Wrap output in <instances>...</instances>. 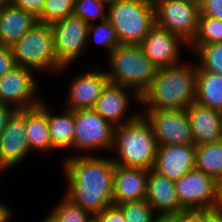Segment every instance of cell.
<instances>
[{"instance_id": "6da1fadb", "label": "cell", "mask_w": 222, "mask_h": 222, "mask_svg": "<svg viewBox=\"0 0 222 222\" xmlns=\"http://www.w3.org/2000/svg\"><path fill=\"white\" fill-rule=\"evenodd\" d=\"M75 154L63 158L62 169L68 183L65 195L95 215L113 204L116 164L110 157Z\"/></svg>"}, {"instance_id": "7a4b0ae2", "label": "cell", "mask_w": 222, "mask_h": 222, "mask_svg": "<svg viewBox=\"0 0 222 222\" xmlns=\"http://www.w3.org/2000/svg\"><path fill=\"white\" fill-rule=\"evenodd\" d=\"M197 63L158 68L150 86L140 96L142 109H186L196 97Z\"/></svg>"}, {"instance_id": "3957f363", "label": "cell", "mask_w": 222, "mask_h": 222, "mask_svg": "<svg viewBox=\"0 0 222 222\" xmlns=\"http://www.w3.org/2000/svg\"><path fill=\"white\" fill-rule=\"evenodd\" d=\"M158 144L151 125L140 114L134 121L115 126L113 148L118 157L113 161L124 167L153 168Z\"/></svg>"}, {"instance_id": "277c9868", "label": "cell", "mask_w": 222, "mask_h": 222, "mask_svg": "<svg viewBox=\"0 0 222 222\" xmlns=\"http://www.w3.org/2000/svg\"><path fill=\"white\" fill-rule=\"evenodd\" d=\"M111 83L133 89L139 96L150 86L158 67L143 53L139 45L120 44L107 56Z\"/></svg>"}, {"instance_id": "5b68a950", "label": "cell", "mask_w": 222, "mask_h": 222, "mask_svg": "<svg viewBox=\"0 0 222 222\" xmlns=\"http://www.w3.org/2000/svg\"><path fill=\"white\" fill-rule=\"evenodd\" d=\"M107 19L116 28L120 44L139 45L155 25L154 4L148 0H112Z\"/></svg>"}, {"instance_id": "8992f818", "label": "cell", "mask_w": 222, "mask_h": 222, "mask_svg": "<svg viewBox=\"0 0 222 222\" xmlns=\"http://www.w3.org/2000/svg\"><path fill=\"white\" fill-rule=\"evenodd\" d=\"M15 64L33 71L58 72L52 26L36 23L25 35L11 45Z\"/></svg>"}, {"instance_id": "52a82bcc", "label": "cell", "mask_w": 222, "mask_h": 222, "mask_svg": "<svg viewBox=\"0 0 222 222\" xmlns=\"http://www.w3.org/2000/svg\"><path fill=\"white\" fill-rule=\"evenodd\" d=\"M74 123V151L87 153L113 148L115 126L94 109L75 110Z\"/></svg>"}, {"instance_id": "ba28073f", "label": "cell", "mask_w": 222, "mask_h": 222, "mask_svg": "<svg viewBox=\"0 0 222 222\" xmlns=\"http://www.w3.org/2000/svg\"><path fill=\"white\" fill-rule=\"evenodd\" d=\"M155 24L179 35L188 45L196 36L200 9L183 0H154Z\"/></svg>"}, {"instance_id": "9c48e42d", "label": "cell", "mask_w": 222, "mask_h": 222, "mask_svg": "<svg viewBox=\"0 0 222 222\" xmlns=\"http://www.w3.org/2000/svg\"><path fill=\"white\" fill-rule=\"evenodd\" d=\"M140 113L151 125L158 146L194 144L185 109H144Z\"/></svg>"}, {"instance_id": "30bf717a", "label": "cell", "mask_w": 222, "mask_h": 222, "mask_svg": "<svg viewBox=\"0 0 222 222\" xmlns=\"http://www.w3.org/2000/svg\"><path fill=\"white\" fill-rule=\"evenodd\" d=\"M57 62L62 66L59 70L70 67L77 57L83 54V50L89 47L88 29L89 24L75 15L68 16L63 20L53 23Z\"/></svg>"}, {"instance_id": "8fae6325", "label": "cell", "mask_w": 222, "mask_h": 222, "mask_svg": "<svg viewBox=\"0 0 222 222\" xmlns=\"http://www.w3.org/2000/svg\"><path fill=\"white\" fill-rule=\"evenodd\" d=\"M33 73L31 69L15 65L0 77V102L16 110L38 106L42 99L38 96V82Z\"/></svg>"}, {"instance_id": "7c38bea8", "label": "cell", "mask_w": 222, "mask_h": 222, "mask_svg": "<svg viewBox=\"0 0 222 222\" xmlns=\"http://www.w3.org/2000/svg\"><path fill=\"white\" fill-rule=\"evenodd\" d=\"M176 193L185 211L215 209V179L196 168L175 181Z\"/></svg>"}, {"instance_id": "4fadbf2b", "label": "cell", "mask_w": 222, "mask_h": 222, "mask_svg": "<svg viewBox=\"0 0 222 222\" xmlns=\"http://www.w3.org/2000/svg\"><path fill=\"white\" fill-rule=\"evenodd\" d=\"M25 131V109L16 110L0 137V175L29 155L30 148Z\"/></svg>"}, {"instance_id": "5bb4252c", "label": "cell", "mask_w": 222, "mask_h": 222, "mask_svg": "<svg viewBox=\"0 0 222 222\" xmlns=\"http://www.w3.org/2000/svg\"><path fill=\"white\" fill-rule=\"evenodd\" d=\"M187 45L179 35L157 26L151 28L139 44L143 53L158 68L180 64L181 45Z\"/></svg>"}, {"instance_id": "9a60e30c", "label": "cell", "mask_w": 222, "mask_h": 222, "mask_svg": "<svg viewBox=\"0 0 222 222\" xmlns=\"http://www.w3.org/2000/svg\"><path fill=\"white\" fill-rule=\"evenodd\" d=\"M130 97L140 102V96L131 88L109 82L93 109L114 126L134 121L141 113L135 112L126 117L130 107Z\"/></svg>"}, {"instance_id": "2e32d148", "label": "cell", "mask_w": 222, "mask_h": 222, "mask_svg": "<svg viewBox=\"0 0 222 222\" xmlns=\"http://www.w3.org/2000/svg\"><path fill=\"white\" fill-rule=\"evenodd\" d=\"M109 82L106 72L98 68L75 76L69 84V96L64 107L73 111L93 109Z\"/></svg>"}, {"instance_id": "e0dca14e", "label": "cell", "mask_w": 222, "mask_h": 222, "mask_svg": "<svg viewBox=\"0 0 222 222\" xmlns=\"http://www.w3.org/2000/svg\"><path fill=\"white\" fill-rule=\"evenodd\" d=\"M195 161V144L158 146L152 169L175 182L195 168Z\"/></svg>"}, {"instance_id": "ac0fdd59", "label": "cell", "mask_w": 222, "mask_h": 222, "mask_svg": "<svg viewBox=\"0 0 222 222\" xmlns=\"http://www.w3.org/2000/svg\"><path fill=\"white\" fill-rule=\"evenodd\" d=\"M196 146L222 140V112L192 102L186 109Z\"/></svg>"}, {"instance_id": "d6986e66", "label": "cell", "mask_w": 222, "mask_h": 222, "mask_svg": "<svg viewBox=\"0 0 222 222\" xmlns=\"http://www.w3.org/2000/svg\"><path fill=\"white\" fill-rule=\"evenodd\" d=\"M149 170L144 168L115 166L113 204L141 201L146 198Z\"/></svg>"}, {"instance_id": "ffe728a7", "label": "cell", "mask_w": 222, "mask_h": 222, "mask_svg": "<svg viewBox=\"0 0 222 222\" xmlns=\"http://www.w3.org/2000/svg\"><path fill=\"white\" fill-rule=\"evenodd\" d=\"M145 199L157 214H180L185 211L180 205L175 182L154 169L149 170Z\"/></svg>"}, {"instance_id": "44dd1931", "label": "cell", "mask_w": 222, "mask_h": 222, "mask_svg": "<svg viewBox=\"0 0 222 222\" xmlns=\"http://www.w3.org/2000/svg\"><path fill=\"white\" fill-rule=\"evenodd\" d=\"M36 23L38 17L33 13L12 4L3 7L0 11V44L13 45Z\"/></svg>"}, {"instance_id": "7402d4cb", "label": "cell", "mask_w": 222, "mask_h": 222, "mask_svg": "<svg viewBox=\"0 0 222 222\" xmlns=\"http://www.w3.org/2000/svg\"><path fill=\"white\" fill-rule=\"evenodd\" d=\"M47 105L42 99L38 106L25 109V133L30 152L37 150L50 153L55 150L47 123Z\"/></svg>"}, {"instance_id": "603a6c76", "label": "cell", "mask_w": 222, "mask_h": 222, "mask_svg": "<svg viewBox=\"0 0 222 222\" xmlns=\"http://www.w3.org/2000/svg\"><path fill=\"white\" fill-rule=\"evenodd\" d=\"M49 107H47V123L53 148L73 150L74 111L64 107L61 113L53 114V109Z\"/></svg>"}, {"instance_id": "cb8c5ba5", "label": "cell", "mask_w": 222, "mask_h": 222, "mask_svg": "<svg viewBox=\"0 0 222 222\" xmlns=\"http://www.w3.org/2000/svg\"><path fill=\"white\" fill-rule=\"evenodd\" d=\"M195 102L222 112V74L204 71L197 65Z\"/></svg>"}, {"instance_id": "d4e9b609", "label": "cell", "mask_w": 222, "mask_h": 222, "mask_svg": "<svg viewBox=\"0 0 222 222\" xmlns=\"http://www.w3.org/2000/svg\"><path fill=\"white\" fill-rule=\"evenodd\" d=\"M195 168L214 179L222 174V140L196 146Z\"/></svg>"}, {"instance_id": "484cf974", "label": "cell", "mask_w": 222, "mask_h": 222, "mask_svg": "<svg viewBox=\"0 0 222 222\" xmlns=\"http://www.w3.org/2000/svg\"><path fill=\"white\" fill-rule=\"evenodd\" d=\"M60 201L44 217L45 222H89L94 217L92 213L78 206L65 194Z\"/></svg>"}, {"instance_id": "4316f807", "label": "cell", "mask_w": 222, "mask_h": 222, "mask_svg": "<svg viewBox=\"0 0 222 222\" xmlns=\"http://www.w3.org/2000/svg\"><path fill=\"white\" fill-rule=\"evenodd\" d=\"M199 57L197 64L202 70L222 74V42L188 45Z\"/></svg>"}, {"instance_id": "83f0119b", "label": "cell", "mask_w": 222, "mask_h": 222, "mask_svg": "<svg viewBox=\"0 0 222 222\" xmlns=\"http://www.w3.org/2000/svg\"><path fill=\"white\" fill-rule=\"evenodd\" d=\"M222 42V20L200 15L195 38L189 45H203Z\"/></svg>"}, {"instance_id": "f1b7e54d", "label": "cell", "mask_w": 222, "mask_h": 222, "mask_svg": "<svg viewBox=\"0 0 222 222\" xmlns=\"http://www.w3.org/2000/svg\"><path fill=\"white\" fill-rule=\"evenodd\" d=\"M91 37L94 39L93 41H95L96 44L105 47L107 50V56L114 48L120 45L116 28L108 21V19L102 20L96 25L95 22L89 25L87 45L90 44L92 40Z\"/></svg>"}, {"instance_id": "f546056e", "label": "cell", "mask_w": 222, "mask_h": 222, "mask_svg": "<svg viewBox=\"0 0 222 222\" xmlns=\"http://www.w3.org/2000/svg\"><path fill=\"white\" fill-rule=\"evenodd\" d=\"M75 0H45L38 22L52 25L55 22L73 15Z\"/></svg>"}, {"instance_id": "4dcf8cb0", "label": "cell", "mask_w": 222, "mask_h": 222, "mask_svg": "<svg viewBox=\"0 0 222 222\" xmlns=\"http://www.w3.org/2000/svg\"><path fill=\"white\" fill-rule=\"evenodd\" d=\"M107 5L104 0H75L73 15L90 25L97 18L100 21L107 19Z\"/></svg>"}, {"instance_id": "1f68e13d", "label": "cell", "mask_w": 222, "mask_h": 222, "mask_svg": "<svg viewBox=\"0 0 222 222\" xmlns=\"http://www.w3.org/2000/svg\"><path fill=\"white\" fill-rule=\"evenodd\" d=\"M117 205L121 208L126 222H153L157 215L146 199Z\"/></svg>"}, {"instance_id": "d6a6232c", "label": "cell", "mask_w": 222, "mask_h": 222, "mask_svg": "<svg viewBox=\"0 0 222 222\" xmlns=\"http://www.w3.org/2000/svg\"><path fill=\"white\" fill-rule=\"evenodd\" d=\"M97 222H126L124 214L118 205L112 204L94 215Z\"/></svg>"}, {"instance_id": "836d02e7", "label": "cell", "mask_w": 222, "mask_h": 222, "mask_svg": "<svg viewBox=\"0 0 222 222\" xmlns=\"http://www.w3.org/2000/svg\"><path fill=\"white\" fill-rule=\"evenodd\" d=\"M200 15L222 20V0H203L199 6Z\"/></svg>"}, {"instance_id": "e575fe53", "label": "cell", "mask_w": 222, "mask_h": 222, "mask_svg": "<svg viewBox=\"0 0 222 222\" xmlns=\"http://www.w3.org/2000/svg\"><path fill=\"white\" fill-rule=\"evenodd\" d=\"M11 46L0 44V77L15 67Z\"/></svg>"}, {"instance_id": "d590c367", "label": "cell", "mask_w": 222, "mask_h": 222, "mask_svg": "<svg viewBox=\"0 0 222 222\" xmlns=\"http://www.w3.org/2000/svg\"><path fill=\"white\" fill-rule=\"evenodd\" d=\"M11 4L39 17L45 5V0H11Z\"/></svg>"}, {"instance_id": "8d00e7d4", "label": "cell", "mask_w": 222, "mask_h": 222, "mask_svg": "<svg viewBox=\"0 0 222 222\" xmlns=\"http://www.w3.org/2000/svg\"><path fill=\"white\" fill-rule=\"evenodd\" d=\"M179 222H207V210L183 211Z\"/></svg>"}, {"instance_id": "74e56055", "label": "cell", "mask_w": 222, "mask_h": 222, "mask_svg": "<svg viewBox=\"0 0 222 222\" xmlns=\"http://www.w3.org/2000/svg\"><path fill=\"white\" fill-rule=\"evenodd\" d=\"M16 111V109L8 104L0 102V137L7 125L9 118Z\"/></svg>"}, {"instance_id": "f35d334b", "label": "cell", "mask_w": 222, "mask_h": 222, "mask_svg": "<svg viewBox=\"0 0 222 222\" xmlns=\"http://www.w3.org/2000/svg\"><path fill=\"white\" fill-rule=\"evenodd\" d=\"M215 210H222V174L215 179Z\"/></svg>"}, {"instance_id": "ab89813d", "label": "cell", "mask_w": 222, "mask_h": 222, "mask_svg": "<svg viewBox=\"0 0 222 222\" xmlns=\"http://www.w3.org/2000/svg\"><path fill=\"white\" fill-rule=\"evenodd\" d=\"M12 208L9 205L0 202V222H8L13 215Z\"/></svg>"}, {"instance_id": "60d3db41", "label": "cell", "mask_w": 222, "mask_h": 222, "mask_svg": "<svg viewBox=\"0 0 222 222\" xmlns=\"http://www.w3.org/2000/svg\"><path fill=\"white\" fill-rule=\"evenodd\" d=\"M153 222H179V214H157Z\"/></svg>"}, {"instance_id": "b9f144b4", "label": "cell", "mask_w": 222, "mask_h": 222, "mask_svg": "<svg viewBox=\"0 0 222 222\" xmlns=\"http://www.w3.org/2000/svg\"><path fill=\"white\" fill-rule=\"evenodd\" d=\"M207 222H222V210H207Z\"/></svg>"}, {"instance_id": "7bdbcfd3", "label": "cell", "mask_w": 222, "mask_h": 222, "mask_svg": "<svg viewBox=\"0 0 222 222\" xmlns=\"http://www.w3.org/2000/svg\"><path fill=\"white\" fill-rule=\"evenodd\" d=\"M10 4H11V0H0V9Z\"/></svg>"}, {"instance_id": "ee69618b", "label": "cell", "mask_w": 222, "mask_h": 222, "mask_svg": "<svg viewBox=\"0 0 222 222\" xmlns=\"http://www.w3.org/2000/svg\"><path fill=\"white\" fill-rule=\"evenodd\" d=\"M183 1L194 3L197 6H200L202 4V2H203V0H183Z\"/></svg>"}, {"instance_id": "f6af8a7d", "label": "cell", "mask_w": 222, "mask_h": 222, "mask_svg": "<svg viewBox=\"0 0 222 222\" xmlns=\"http://www.w3.org/2000/svg\"><path fill=\"white\" fill-rule=\"evenodd\" d=\"M89 222H97V220L93 217Z\"/></svg>"}]
</instances>
